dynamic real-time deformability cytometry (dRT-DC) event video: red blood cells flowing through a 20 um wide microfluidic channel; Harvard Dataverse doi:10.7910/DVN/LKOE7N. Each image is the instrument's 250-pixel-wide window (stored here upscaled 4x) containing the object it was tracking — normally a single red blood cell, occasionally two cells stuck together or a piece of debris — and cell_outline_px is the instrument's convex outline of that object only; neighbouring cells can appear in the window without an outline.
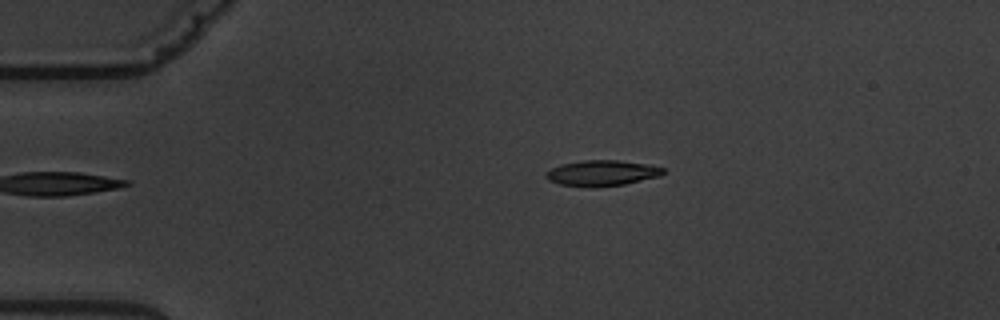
{"species": "common noctule bat (a hibernating species)", "species_latin": "Nyctalus noctula", "temperature_condition": "warm", "stored_images_in_passage": 9, "camera_frame_rate_fps": 3000, "um_per_image_px": 0.085, "animal": {"sex": "male", "body_mass_g": 19.5, "forearm_length_mm": 54.6}, "frame": {"image": 1, "passage_image": 1, "time_ms": 0.0, "image_size_px": [1000, 320], "cell_outline_px": [[664, 172], [660, 176], [624, 184], [560, 184], [548, 180], [544, 176], [552, 168], [560, 164], [584, 160], [616, 160], [648, 164], [664, 168]], "centroid_in_image_um": [51.2, 14.65], "position_along_channel_um": 33.8, "area_um2": 16.59}}
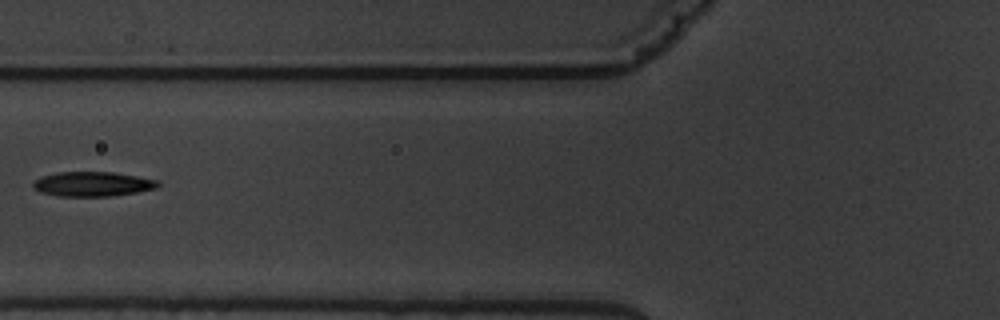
{"frame": {"image": 2, "passage_image": 4, "time_ms": 3.667, "image_size_px": [1000, 320], "cell_outline_px": [[160, 184], [156, 188], [136, 192], [112, 196], [60, 196], [40, 192], [32, 184], [32, 180], [40, 176], [56, 172], [112, 172], [160, 180]], "centroid_in_image_um": [7.85, 15.63], "position_along_channel_um": 117.9, "area_um2": 17.98}}
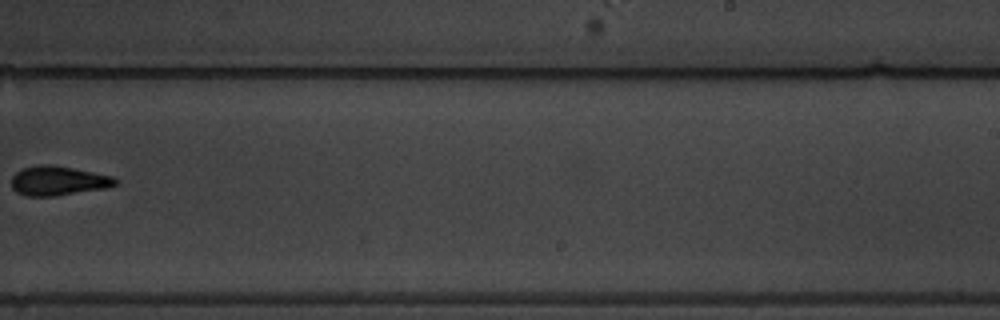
{"frame": {"image": 3, "passage_image": 8, "time_ms": 8.333, "image_size_px": [1000, 320], "cell_outline_px": [[120, 184], [108, 188], [56, 196], [28, 196], [16, 192], [12, 188], [12, 176], [16, 172], [24, 168], [36, 164], [52, 164], [112, 176], [120, 180]], "centroid_in_image_um": [4.99, 15.37], "position_along_channel_um": 284.0, "area_um2": 18.03}}